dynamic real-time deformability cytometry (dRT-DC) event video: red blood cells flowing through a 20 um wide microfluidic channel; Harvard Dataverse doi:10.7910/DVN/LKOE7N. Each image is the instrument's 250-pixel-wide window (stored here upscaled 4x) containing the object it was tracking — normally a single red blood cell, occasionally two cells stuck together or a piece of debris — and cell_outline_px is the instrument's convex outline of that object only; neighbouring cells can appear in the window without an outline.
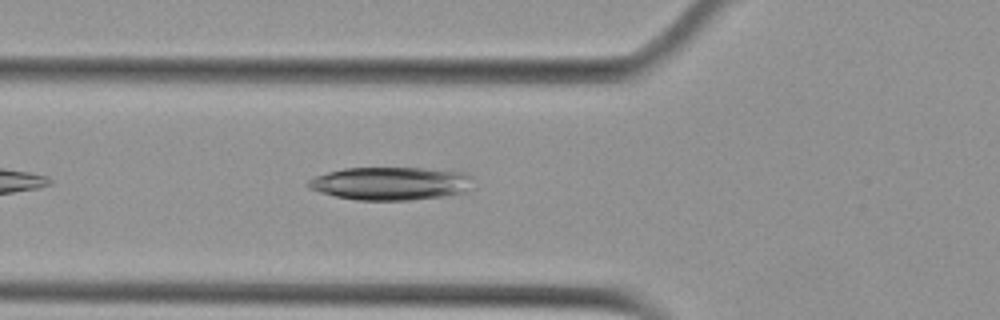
{"species": "Egyptian fruit bat (a non-hibernating species)", "species_latin": "Rousettus aegyptiacus", "temperature_condition": "cold", "stored_images_in_passage": 40, "camera_frame_rate_fps": 3000, "um_per_image_px": 0.085, "animal": {"sex": "female"}, "frame": {"image": 1, "passage_image": 6, "time_ms": 1.667, "image_size_px": [1000, 320], "cell_outline_px": [[472, 176], [464, 192], [440, 196], [408, 200], [356, 200], [336, 196], [320, 192], [308, 188], [304, 184], [308, 180], [316, 176], [328, 172], [344, 168], [424, 168], [464, 172]], "centroid_in_image_um": [33.12, 15.59], "position_along_channel_um": 92.7, "area_um2": 31.5}}
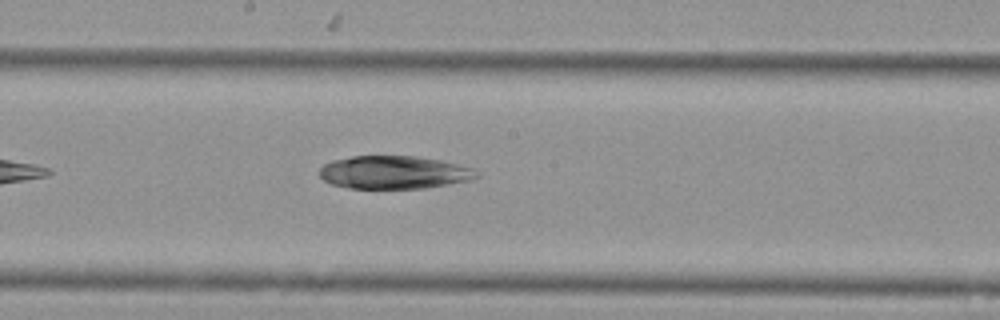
{"frame": {"image": 2, "passage_image": 16, "time_ms": 5.0, "image_size_px": [1000, 320], "cell_outline_px": [[480, 176], [472, 180], [424, 188], [348, 188], [332, 184], [324, 180], [320, 176], [320, 168], [324, 164], [332, 160], [352, 156], [416, 156], [440, 160], [472, 168]], "centroid_in_image_um": [33.48, 14.65], "position_along_channel_um": 214.7, "area_um2": 30.11}}
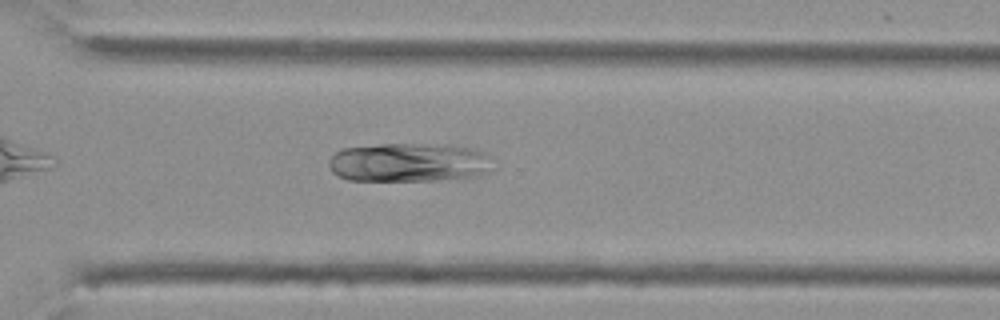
{"frame": {"image": 3, "passage_image": 26, "time_ms": 8.333, "image_size_px": [1000, 320], "cell_outline_px": [[492, 172], [468, 176], [436, 180], [348, 180], [332, 172], [328, 164], [328, 160], [336, 152], [344, 148], [380, 144], [452, 144], [472, 148], [484, 152], [492, 156]], "centroid_in_image_um": [34.79, 13.79], "position_along_channel_um": 335.8, "area_um2": 37.4}}